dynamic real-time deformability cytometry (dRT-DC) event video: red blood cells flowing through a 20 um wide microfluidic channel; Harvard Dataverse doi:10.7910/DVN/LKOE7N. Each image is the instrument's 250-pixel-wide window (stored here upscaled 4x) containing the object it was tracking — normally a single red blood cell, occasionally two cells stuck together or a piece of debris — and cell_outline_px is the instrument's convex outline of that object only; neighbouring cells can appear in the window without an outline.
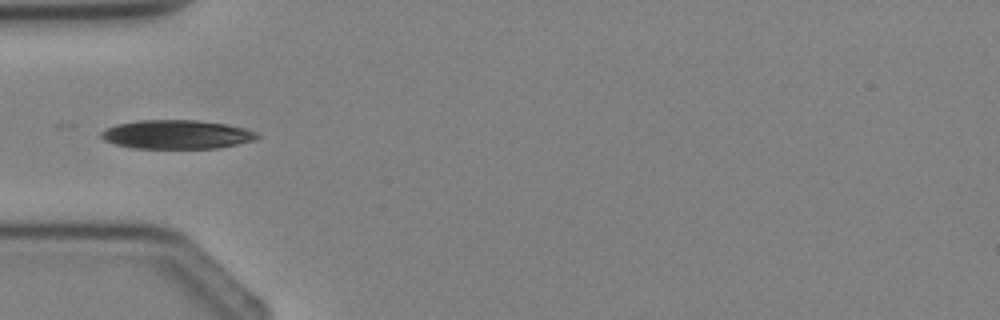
{"species": "Egyptian fruit bat (a non-hibernating species)", "species_latin": "Rousettus aegyptiacus", "temperature_condition": "cold", "stored_images_in_passage": 3, "camera_frame_rate_fps": 3000, "um_per_image_px": 0.085, "animal": {"sex": "female"}, "frame": {"image": 1, "passage_image": 3, "time_ms": 2.333, "image_size_px": [1000, 320], "cell_outline_px": [[260, 136], [256, 140], [220, 148], [132, 148], [116, 144], [104, 140], [100, 136], [100, 132], [116, 124], [140, 120], [196, 120], [224, 124], [248, 128], [256, 132]], "centroid_in_image_um": [15.05, 11.43], "position_along_channel_um": 69.9, "area_um2": 26.3}}